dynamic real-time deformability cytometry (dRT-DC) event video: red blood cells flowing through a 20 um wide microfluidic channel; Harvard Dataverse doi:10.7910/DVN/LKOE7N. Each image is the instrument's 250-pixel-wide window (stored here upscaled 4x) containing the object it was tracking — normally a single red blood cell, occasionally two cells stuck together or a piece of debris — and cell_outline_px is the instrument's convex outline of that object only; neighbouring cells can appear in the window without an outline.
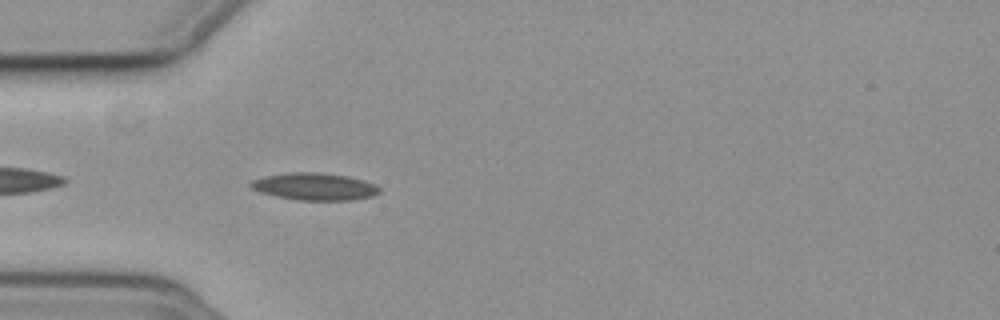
{"species": "common noctule bat (a hibernating species)", "species_latin": "Nyctalus noctula", "temperature_condition": "cold", "stored_images_in_passage": 42, "camera_frame_rate_fps": 3000, "um_per_image_px": 0.085, "animal": {"sex": "female", "body_mass_g": 19.3, "forearm_length_mm": 54.1}, "frame": {"image": 1, "passage_image": 3, "time_ms": 0.667, "image_size_px": [1000, 320], "cell_outline_px": [[380, 192], [372, 196], [352, 200], [296, 200], [276, 196], [260, 192], [252, 188], [248, 184], [252, 180], [264, 176], [288, 172], [320, 172], [348, 176], [364, 180], [380, 188]], "centroid_in_image_um": [26.71, 15.85], "position_along_channel_um": 58.3, "area_um2": 20.46}}
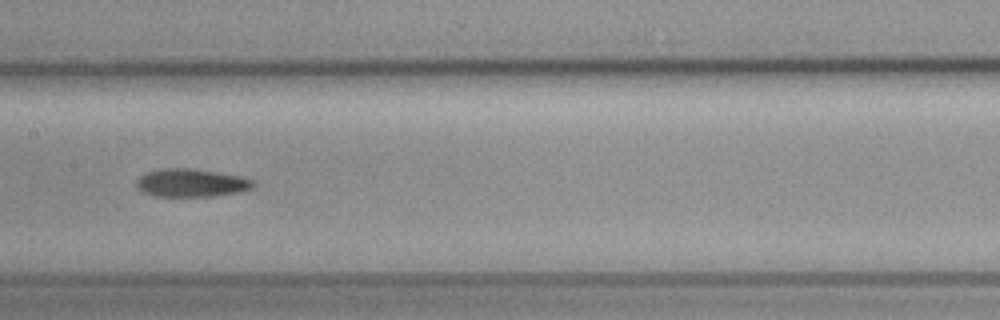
{"frame": {"image": 2, "passage_image": 14, "time_ms": 4.333, "image_size_px": [1000, 320], "cell_outline_px": [[256, 184], [252, 188], [240, 192], [216, 196], [156, 196], [144, 192], [136, 184], [136, 180], [144, 172], [164, 168], [192, 168], [240, 176], [252, 180]], "centroid_in_image_um": [16.27, 15.54], "position_along_channel_um": 191.1, "area_um2": 19.07}}
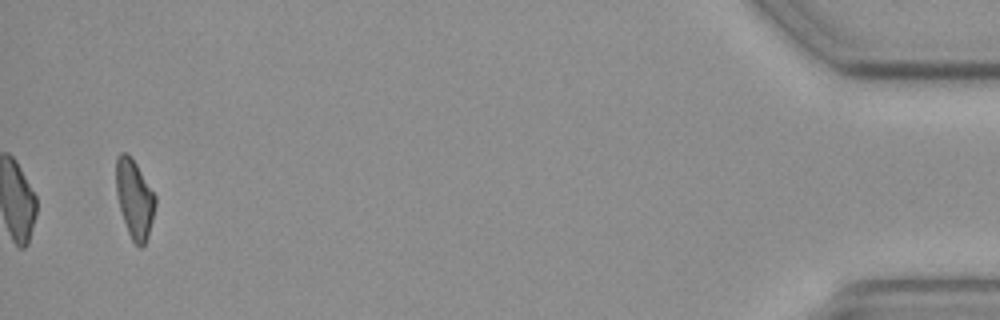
{"frame": {"image": 3, "passage_image": 40, "time_ms": 13.0, "image_size_px": [1000, 320], "cell_outline_px": [[156, 204], [148, 236], [144, 244], [140, 248], [132, 240], [128, 232], [120, 208], [116, 192], [116, 156], [120, 152], [128, 152], [136, 164], [156, 196]], "centroid_in_image_um": [11.43, 16.87], "position_along_channel_um": 423.8, "area_um2": 17.8}, "authors_computed_cell_mechanics": {"area_um2": 18.8717, "velocity_mm_per_s": 3.7379, "shape_relaxation_time_tau1_ms": 4.4416, "shape_relaxation_time_tau2_ms": 6.8557, "deformation_change_tau1": 0.1208, "deformation_change_tau2": 0.1555}}